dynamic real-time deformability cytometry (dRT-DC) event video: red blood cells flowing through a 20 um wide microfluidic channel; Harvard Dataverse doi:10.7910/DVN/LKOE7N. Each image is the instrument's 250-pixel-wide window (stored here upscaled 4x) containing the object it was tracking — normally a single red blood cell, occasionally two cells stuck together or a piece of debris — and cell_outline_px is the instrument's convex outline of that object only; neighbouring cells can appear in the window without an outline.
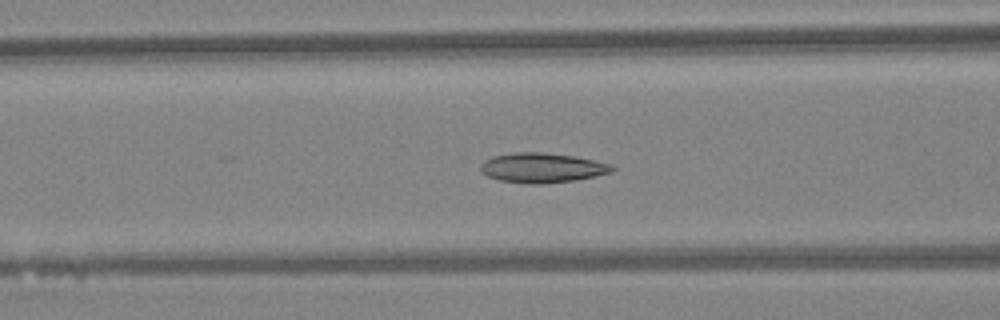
{"species": "Egyptian fruit bat (a non-hibernating species)", "species_latin": "Rousettus aegyptiacus", "temperature_condition": "warm", "stored_images_in_passage": 27, "camera_frame_rate_fps": 3000, "um_per_image_px": 0.085, "animal": {"sex": "female"}, "frame": {"image": 1, "passage_image": 19, "time_ms": 6.0, "image_size_px": [1000, 320], "cell_outline_px": [[616, 168], [612, 172], [576, 180], [544, 184], [528, 184], [500, 180], [488, 176], [480, 172], [480, 164], [484, 160], [492, 156], [512, 152], [544, 152], [576, 156], [612, 164]], "centroid_in_image_um": [46.07, 14.25], "position_along_channel_um": 120.5, "area_um2": 23.12}}
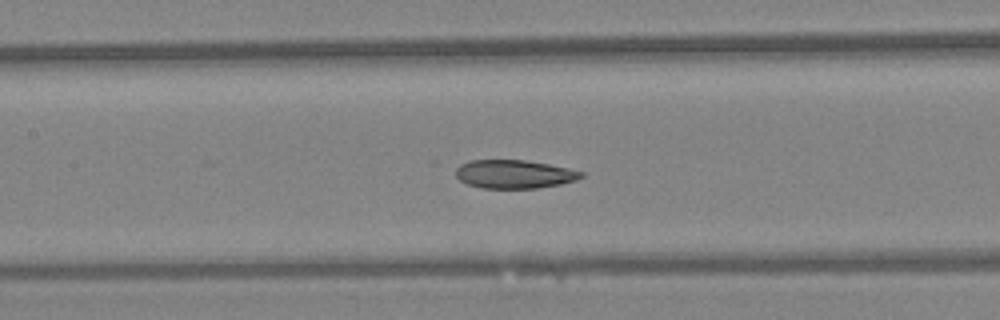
{"frame": {"image": 2, "passage_image": 22, "time_ms": 7.0, "image_size_px": [1000, 320], "cell_outline_px": [[584, 176], [576, 180], [560, 184], [536, 188], [480, 188], [468, 184], [460, 180], [456, 176], [456, 168], [460, 164], [472, 160], [524, 160], [548, 164], [568, 168], [584, 172]], "centroid_in_image_um": [43.71, 14.8], "position_along_channel_um": 163.7, "area_um2": 20.75}}
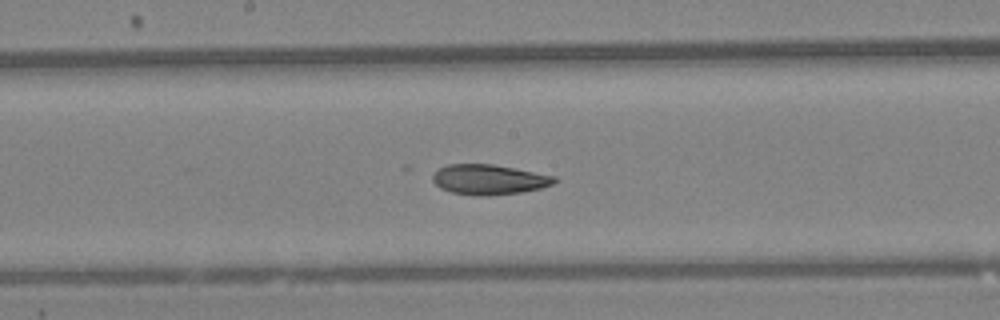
{"frame": {"image": 3, "passage_image": 25, "time_ms": 8.0, "image_size_px": [1000, 320], "cell_outline_px": [[560, 180], [552, 184], [540, 188], [520, 192], [488, 196], [480, 196], [452, 192], [440, 188], [432, 180], [432, 176], [440, 168], [448, 164], [492, 164], [516, 168], [556, 176]], "centroid_in_image_um": [41.59, 15.25], "position_along_channel_um": 206.6, "area_um2": 21.33}}